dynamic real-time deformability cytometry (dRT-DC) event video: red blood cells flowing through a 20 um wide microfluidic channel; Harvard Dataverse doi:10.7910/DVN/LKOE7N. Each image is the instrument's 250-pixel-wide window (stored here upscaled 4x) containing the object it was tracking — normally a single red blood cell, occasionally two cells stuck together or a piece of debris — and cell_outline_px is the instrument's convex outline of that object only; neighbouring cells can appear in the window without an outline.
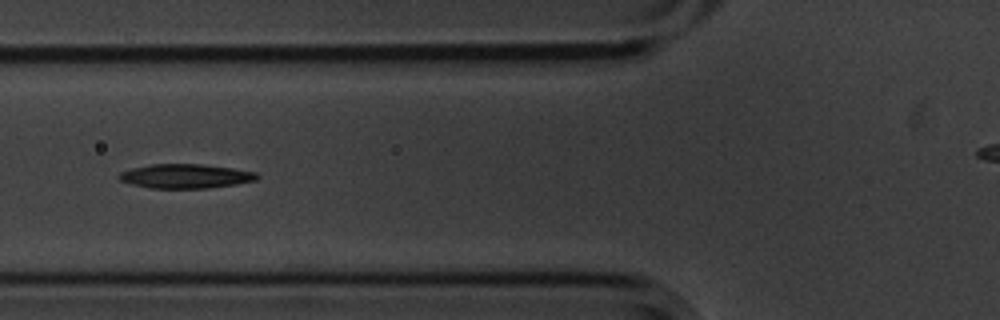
{"species": "common noctule bat (a hibernating species)", "species_latin": "Nyctalus noctula", "temperature_condition": "cold", "stored_images_in_passage": 36, "camera_frame_rate_fps": 3000, "um_per_image_px": 0.085, "animal": {"sex": "male", "body_mass_g": 20.1, "forearm_length_mm": 53.5}, "frame": {"image": 1, "passage_image": 6, "time_ms": 1.667, "image_size_px": [1000, 320], "cell_outline_px": [[260, 176], [256, 180], [236, 184], [208, 188], [152, 188], [132, 184], [120, 180], [116, 176], [120, 172], [132, 168], [148, 164], [200, 164], [232, 168], [256, 172]], "centroid_in_image_um": [15.76, 14.97], "position_along_channel_um": 110.0, "area_um2": 19.48}}
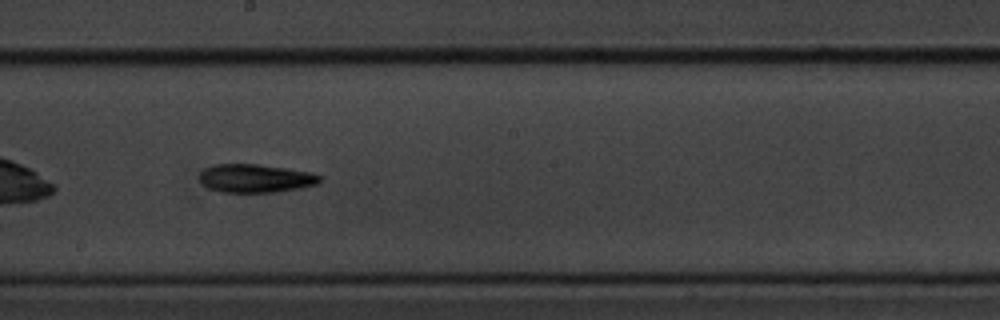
{"frame": {"image": 2, "passage_image": 16, "time_ms": 5.0, "image_size_px": [1000, 320], "cell_outline_px": [[320, 180], [316, 184], [300, 188], [272, 192], [224, 192], [208, 188], [200, 184], [200, 172], [204, 168], [216, 164], [256, 164], [312, 172], [320, 176]], "centroid_in_image_um": [21.67, 15.15], "position_along_channel_um": 226.5, "area_um2": 19.77}}
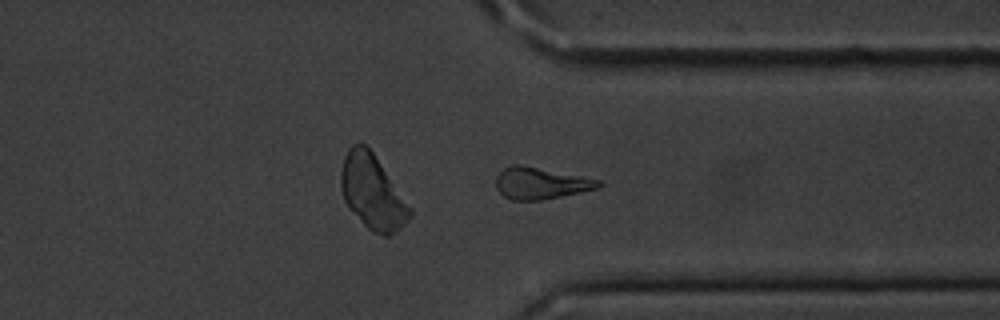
{"frame": {"image": 3, "passage_image": 28, "time_ms": 9.0, "image_size_px": [1000, 320], "cell_outline_px": [[604, 184], [596, 188], [580, 192], [540, 200], [512, 200], [504, 196], [496, 188], [496, 176], [504, 168], [512, 164], [520, 164], [600, 180]], "centroid_in_image_um": [45.92, 15.57], "position_along_channel_um": 365.5, "area_um2": 18.67}}